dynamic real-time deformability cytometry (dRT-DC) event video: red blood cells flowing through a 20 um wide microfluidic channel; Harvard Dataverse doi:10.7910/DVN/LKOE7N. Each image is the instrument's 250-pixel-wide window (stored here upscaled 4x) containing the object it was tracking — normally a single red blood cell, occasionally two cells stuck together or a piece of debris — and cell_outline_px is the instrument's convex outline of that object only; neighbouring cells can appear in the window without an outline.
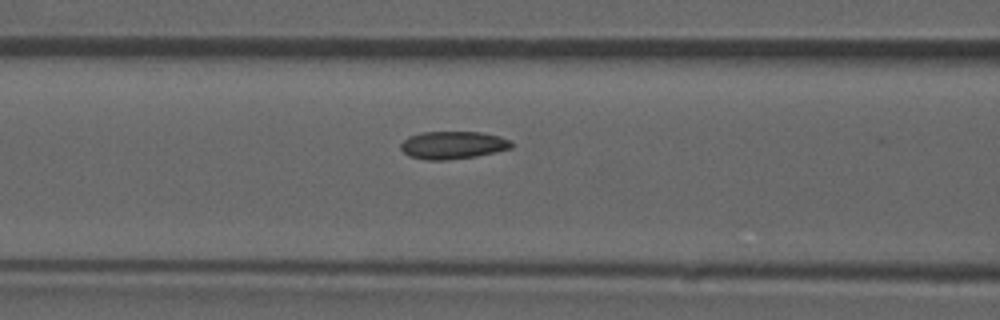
{"species": "common noctule bat (a hibernating species)", "species_latin": "Nyctalus noctula", "temperature_condition": "room temperature", "stored_images_in_passage": 45, "camera_frame_rate_fps": 3000, "um_per_image_px": 0.085, "animal": {"sex": "male", "forearm_length_mm": 52.5}, "frame": {"image": 1, "passage_image": 14, "time_ms": 4.333, "image_size_px": [1000, 320], "cell_outline_px": [[512, 148], [476, 156], [444, 160], [428, 160], [408, 156], [400, 148], [400, 144], [408, 136], [424, 132], [480, 132], [500, 136], [508, 140], [512, 144]], "centroid_in_image_um": [38.46, 12.33], "position_along_channel_um": 128.1, "area_um2": 17.74}, "authors_computed_cell_mechanics": {"area_um2": 17.629, "velocity_mm_per_s": 3.9064, "shape_relaxation_time_tau1_ms": null, "shape_relaxation_time_tau2_ms": 4.0048, "deformation_change_tau1": null, "deformation_change_tau2": 0.0908}}